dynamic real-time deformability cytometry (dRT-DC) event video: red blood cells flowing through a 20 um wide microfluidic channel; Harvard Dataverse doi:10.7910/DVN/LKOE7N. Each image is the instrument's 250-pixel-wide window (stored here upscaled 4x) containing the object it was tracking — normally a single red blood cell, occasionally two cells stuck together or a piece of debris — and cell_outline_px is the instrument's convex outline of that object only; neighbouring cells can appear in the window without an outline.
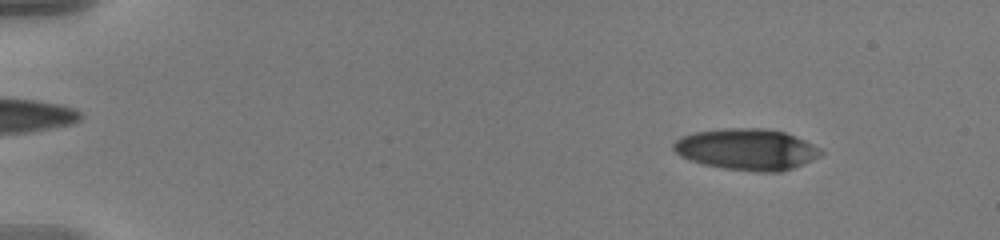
{"species": "human", "species_latin": "Homo sapiens", "temperature_condition": "warm", "stored_images_in_passage": 56, "camera_frame_rate_fps": 3000, "um_per_image_px": 0.085, "donor": {"sex": "male"}, "frame": {"image": 1, "passage_image": 7, "time_ms": 2.0, "image_size_px": [1000, 240], "cell_outline_px": [[824, 152], [820, 156], [804, 164], [780, 172], [756, 172], [724, 168], [704, 164], [688, 160], [680, 156], [672, 148], [672, 144], [680, 136], [692, 132], [724, 128], [764, 128], [784, 132], [804, 140], [820, 148]], "centroid_in_image_um": [63.45, 12.69], "position_along_channel_um": 21.6, "area_um2": 35.66}}
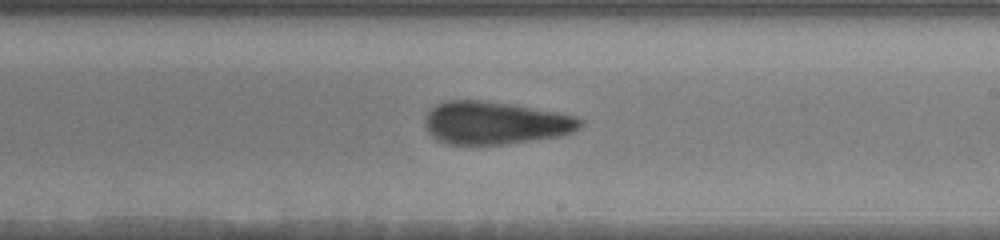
{"frame": {"image": 2, "passage_image": 35, "time_ms": 11.333, "image_size_px": [1000, 240], "cell_outline_px": [[584, 124], [580, 128], [564, 136], [504, 144], [448, 144], [436, 140], [424, 128], [424, 120], [428, 112], [436, 104], [444, 100], [484, 100], [512, 104], [556, 112], [576, 116], [584, 120]], "centroid_in_image_um": [42.1, 10.44], "position_along_channel_um": 246.9, "area_um2": 39.13}}
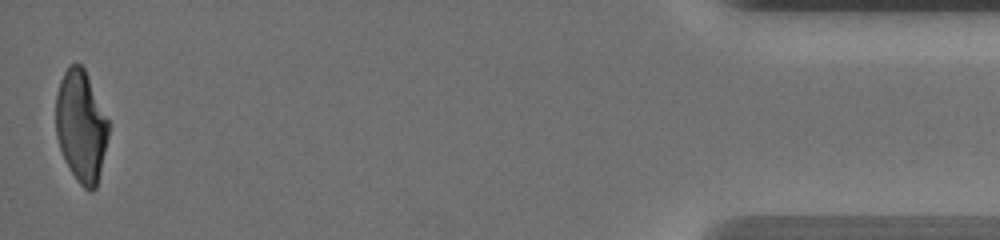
{"frame": {"image": 3, "passage_image": 56, "time_ms": 18.333, "image_size_px": [1000, 240], "cell_outline_px": [[108, 136], [96, 188], [92, 192], [88, 192], [76, 180], [60, 148], [56, 136], [56, 92], [60, 80], [68, 64], [80, 64], [84, 68], [108, 120]], "centroid_in_image_um": [6.88, 10.71], "position_along_channel_um": 428.3, "area_um2": 33.87}, "authors_computed_cell_mechanics": {"area_um2": 37.7145, "velocity_mm_per_s": 3.6543, "shape_relaxation_time_tau1_ms": 9.3726, "shape_relaxation_time_tau2_ms": 2.374, "deformation_change_tau1": 0.2828, "deformation_change_tau2": 0.1079}}